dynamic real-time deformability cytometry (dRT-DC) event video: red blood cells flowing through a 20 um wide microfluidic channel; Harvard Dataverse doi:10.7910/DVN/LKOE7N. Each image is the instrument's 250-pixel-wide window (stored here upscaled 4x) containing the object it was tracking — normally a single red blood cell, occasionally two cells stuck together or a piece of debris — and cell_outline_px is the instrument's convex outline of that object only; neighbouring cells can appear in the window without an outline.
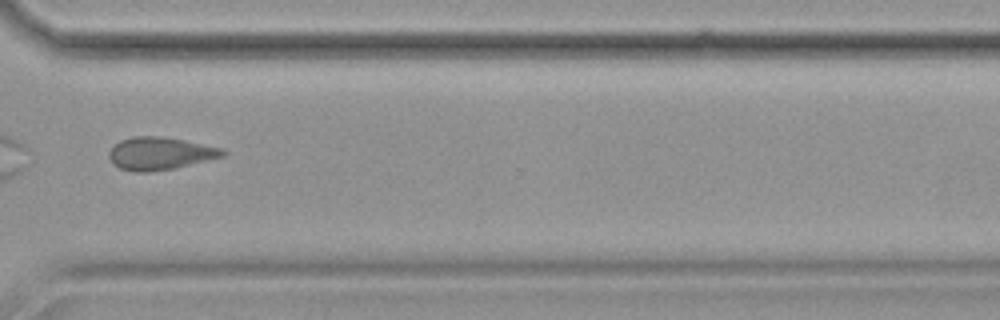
{"species": "common noctule bat (a hibernating species)", "species_latin": "Nyctalus noctula", "temperature_condition": "cold", "stored_images_in_passage": 36, "camera_frame_rate_fps": 3000, "um_per_image_px": 0.085, "animal": {"sex": "female", "body_mass_g": 19.9}, "frame": {"image": 1, "passage_image": 26, "time_ms": 8.333, "image_size_px": [1000, 320], "cell_outline_px": [[228, 152], [224, 156], [176, 168], [148, 172], [132, 172], [120, 168], [112, 164], [108, 156], [108, 152], [120, 140], [132, 136], [160, 136], [184, 140], [224, 148]], "centroid_in_image_um": [13.61, 13.05], "position_along_channel_um": 357.0, "area_um2": 21.85}, "authors_computed_cell_mechanics": {"area_um2": 21.2126, "velocity_mm_per_s": 3.5481, "shape_relaxation_time_tau1_ms": null, "shape_relaxation_time_tau2_ms": 2.7752, "deformation_change_tau1": null, "deformation_change_tau2": 0.08}}